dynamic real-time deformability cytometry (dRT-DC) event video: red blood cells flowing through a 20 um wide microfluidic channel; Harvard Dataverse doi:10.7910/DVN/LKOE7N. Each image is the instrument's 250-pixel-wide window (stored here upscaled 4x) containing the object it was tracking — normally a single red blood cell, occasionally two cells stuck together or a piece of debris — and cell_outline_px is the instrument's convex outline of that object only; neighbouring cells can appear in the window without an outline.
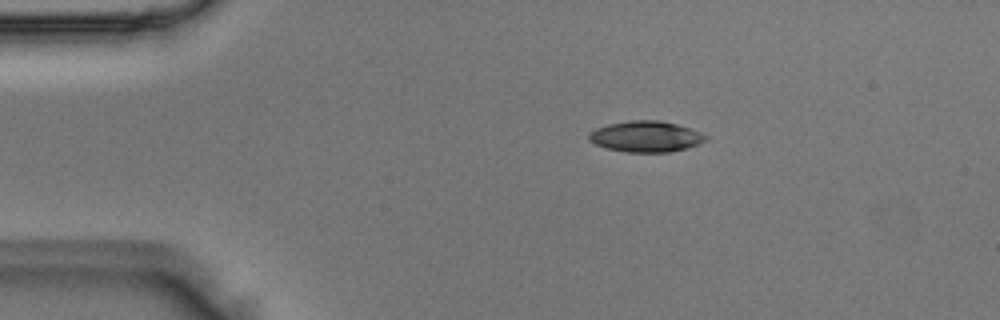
{"species": "Egyptian fruit bat (a non-hibernating species)", "species_latin": "Rousettus aegyptiacus", "temperature_condition": "room temperature", "stored_images_in_passage": 3, "camera_frame_rate_fps": 3000, "um_per_image_px": 0.085, "animal": {"sex": "male"}, "frame": {"image": 1, "passage_image": 1, "time_ms": 0.0, "image_size_px": [1000, 320], "cell_outline_px": [[708, 140], [700, 144], [688, 148], [668, 152], [624, 152], [608, 148], [596, 144], [588, 140], [588, 132], [596, 128], [608, 124], [628, 120], [660, 120], [676, 124], [688, 128], [708, 136]], "centroid_in_image_um": [54.89, 11.6], "position_along_channel_um": 30.1, "area_um2": 21.15}}
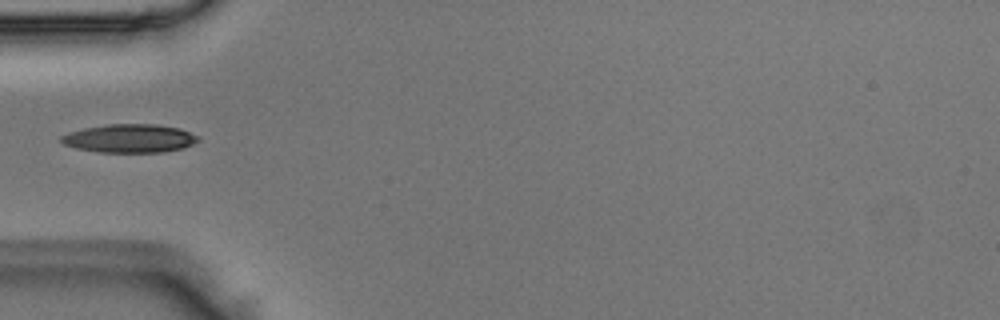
{"frame": {"image": 2, "passage_image": 3, "time_ms": 0.667, "image_size_px": [1000, 320], "cell_outline_px": [[200, 140], [184, 148], [164, 152], [100, 152], [76, 148], [64, 144], [60, 140], [60, 136], [68, 132], [84, 128], [108, 124], [156, 124], [180, 128], [200, 136]], "centroid_in_image_um": [11.04, 11.76], "position_along_channel_um": 74.0, "area_um2": 22.83}}